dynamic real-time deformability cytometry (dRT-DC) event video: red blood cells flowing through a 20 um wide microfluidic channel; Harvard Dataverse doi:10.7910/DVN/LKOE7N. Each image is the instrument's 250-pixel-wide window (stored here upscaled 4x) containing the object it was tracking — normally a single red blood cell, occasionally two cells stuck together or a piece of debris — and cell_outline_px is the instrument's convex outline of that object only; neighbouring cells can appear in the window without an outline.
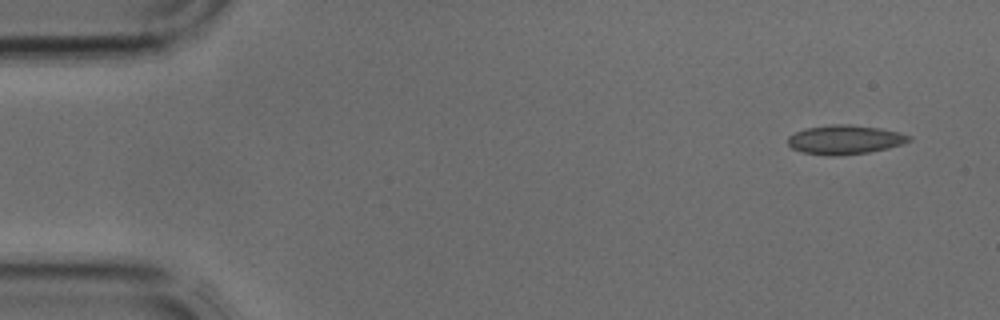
{"species": "common noctule bat (a hibernating species)", "species_latin": "Nyctalus noctula", "temperature_condition": "cold", "stored_images_in_passage": 3, "camera_frame_rate_fps": 3000, "um_per_image_px": 0.085, "animal": {"sex": "male", "body_mass_g": 17.9, "forearm_length_mm": 54.2}, "frame": {"image": 1, "passage_image": 1, "time_ms": 0.0, "image_size_px": [1000, 320], "cell_outline_px": [[912, 140], [888, 148], [868, 152], [836, 156], [828, 156], [804, 152], [792, 148], [788, 144], [788, 136], [804, 128], [832, 124], [852, 124], [880, 128], [900, 132], [912, 136]], "centroid_in_image_um": [71.82, 11.86], "position_along_channel_um": 13.2, "area_um2": 20.63}}